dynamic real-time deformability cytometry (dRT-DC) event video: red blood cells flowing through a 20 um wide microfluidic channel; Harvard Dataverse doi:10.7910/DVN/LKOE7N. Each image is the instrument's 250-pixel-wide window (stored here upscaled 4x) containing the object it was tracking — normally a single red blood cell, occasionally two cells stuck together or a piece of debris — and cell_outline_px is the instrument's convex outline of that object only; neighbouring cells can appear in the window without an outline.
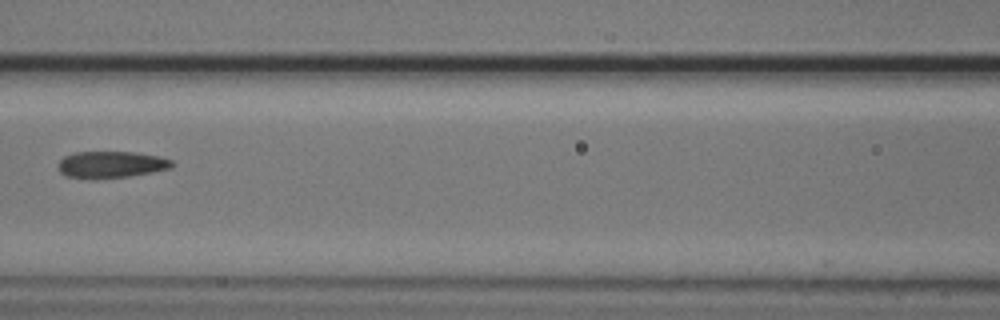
{"species": "common noctule bat (a hibernating species)", "species_latin": "Nyctalus noctula", "temperature_condition": "cold", "stored_images_in_passage": 8, "camera_frame_rate_fps": 3000, "um_per_image_px": 0.085, "animal": {"sex": "male", "body_mass_g": 20.5, "forearm_length_mm": 52.5}, "frame": {"image": 1, "passage_image": 8, "time_ms": 2.333, "image_size_px": [1000, 320], "cell_outline_px": [[176, 164], [172, 168], [152, 172], [128, 176], [96, 180], [88, 180], [64, 176], [60, 172], [60, 160], [64, 156], [76, 152], [136, 152], [160, 156], [172, 160]], "centroid_in_image_um": [9.46, 14.0], "position_along_channel_um": 157.1, "area_um2": 18.09}}